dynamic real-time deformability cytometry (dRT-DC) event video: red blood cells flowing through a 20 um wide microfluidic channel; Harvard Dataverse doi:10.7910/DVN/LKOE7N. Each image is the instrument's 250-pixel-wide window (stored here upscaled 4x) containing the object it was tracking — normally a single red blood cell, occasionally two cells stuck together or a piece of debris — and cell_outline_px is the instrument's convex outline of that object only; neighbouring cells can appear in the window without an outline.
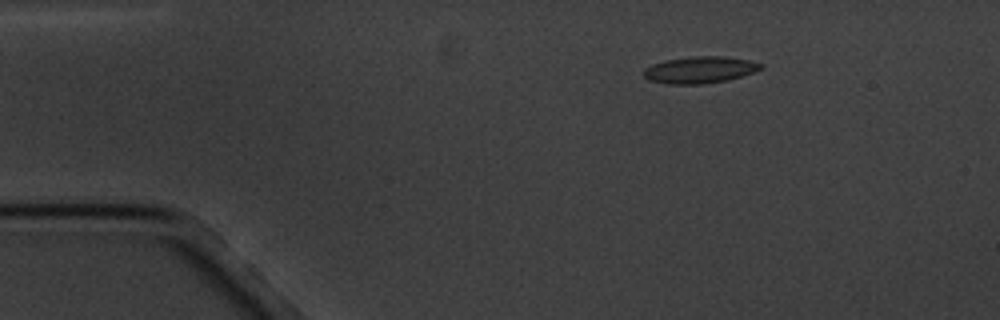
{"species": "common noctule bat (a hibernating species)", "species_latin": "Nyctalus noctula", "temperature_condition": "cold", "stored_images_in_passage": 3, "camera_frame_rate_fps": 3000, "um_per_image_px": 0.085, "animal": {"sex": "male", "body_mass_g": 20.1, "forearm_length_mm": 53.5}, "frame": {"image": 1, "passage_image": 3, "time_ms": 3.0, "image_size_px": [1000, 320], "cell_outline_px": [[764, 68], [728, 80], [700, 84], [668, 84], [648, 80], [644, 76], [644, 68], [652, 64], [664, 60], [692, 56], [724, 56], [748, 60], [764, 64]], "centroid_in_image_um": [59.47, 5.93], "position_along_channel_um": 25.5, "area_um2": 18.26}}